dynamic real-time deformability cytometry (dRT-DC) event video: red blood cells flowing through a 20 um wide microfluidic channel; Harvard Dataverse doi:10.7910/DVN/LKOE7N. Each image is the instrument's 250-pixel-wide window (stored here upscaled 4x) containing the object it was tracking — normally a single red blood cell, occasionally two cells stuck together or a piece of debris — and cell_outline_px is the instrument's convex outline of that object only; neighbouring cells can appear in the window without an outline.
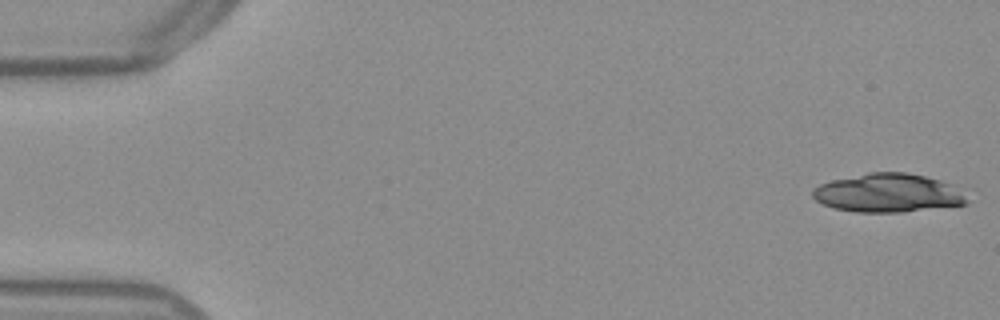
{"species": "Egyptian fruit bat (a non-hibernating species)", "species_latin": "Rousettus aegyptiacus", "temperature_condition": "warm", "stored_images_in_passage": 18, "camera_frame_rate_fps": 3000, "um_per_image_px": 0.085, "frame": {"image": 1, "passage_image": 1, "time_ms": 0.0, "image_size_px": [1000, 320], "cell_outline_px": [[968, 204], [904, 212], [856, 212], [832, 208], [816, 200], [812, 196], [812, 188], [820, 184], [832, 180], [868, 172], [908, 172], [940, 180], [952, 184], [968, 200]], "centroid_in_image_um": [75.45, 16.4], "position_along_channel_um": 9.5, "area_um2": 34.74}}